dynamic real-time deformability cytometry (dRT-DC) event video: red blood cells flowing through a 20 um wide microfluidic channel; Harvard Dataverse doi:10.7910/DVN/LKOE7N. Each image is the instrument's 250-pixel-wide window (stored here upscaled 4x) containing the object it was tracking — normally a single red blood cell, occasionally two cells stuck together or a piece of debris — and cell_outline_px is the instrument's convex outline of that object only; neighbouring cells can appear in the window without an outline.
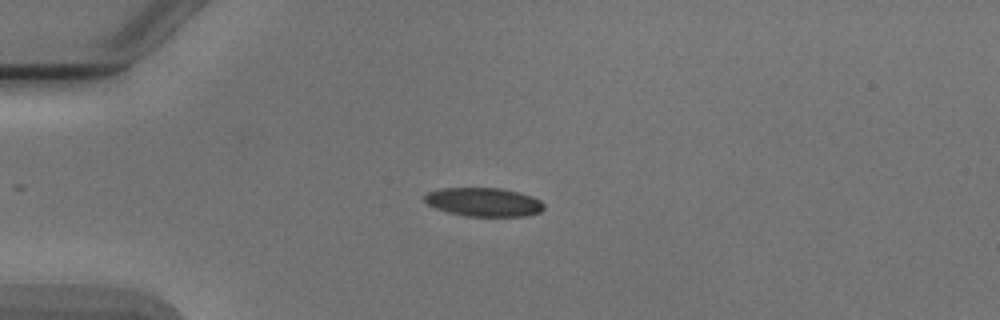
{"species": "Egyptian fruit bat (a non-hibernating species)", "species_latin": "Rousettus aegyptiacus", "temperature_condition": "cold", "stored_images_in_passage": 5, "camera_frame_rate_fps": 3000, "um_per_image_px": 0.085, "animal": {"sex": "male"}, "frame": {"image": 1, "passage_image": 1, "time_ms": 0.0, "image_size_px": [1000, 320], "cell_outline_px": [[544, 208], [540, 212], [528, 216], [464, 216], [448, 212], [436, 208], [428, 204], [424, 200], [424, 196], [428, 192], [440, 188], [500, 188], [520, 192], [532, 196], [540, 200], [544, 204]], "centroid_in_image_um": [41.13, 17.17], "position_along_channel_um": 43.9, "area_um2": 20.06}}
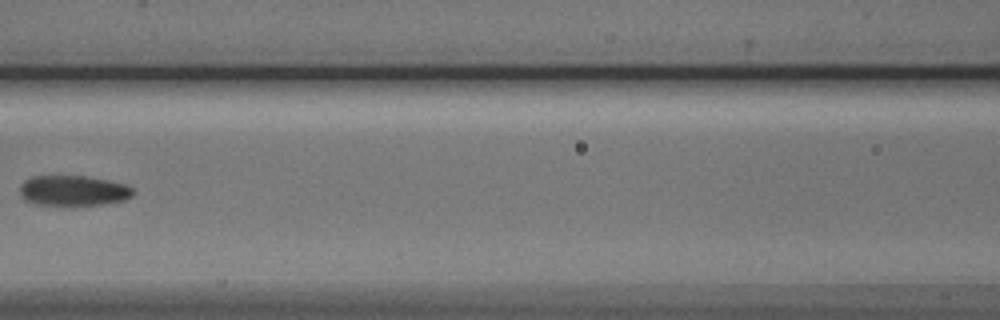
{"frame": {"image": 2, "passage_image": 4, "time_ms": 3.667, "image_size_px": [1000, 320], "cell_outline_px": [[136, 192], [132, 196], [124, 200], [100, 204], [72, 208], [36, 204], [24, 200], [20, 196], [20, 184], [24, 180], [32, 176], [84, 176], [108, 180], [124, 184], [132, 188]], "centroid_in_image_um": [6.19, 16.24], "position_along_channel_um": 160.4, "area_um2": 20.75}}
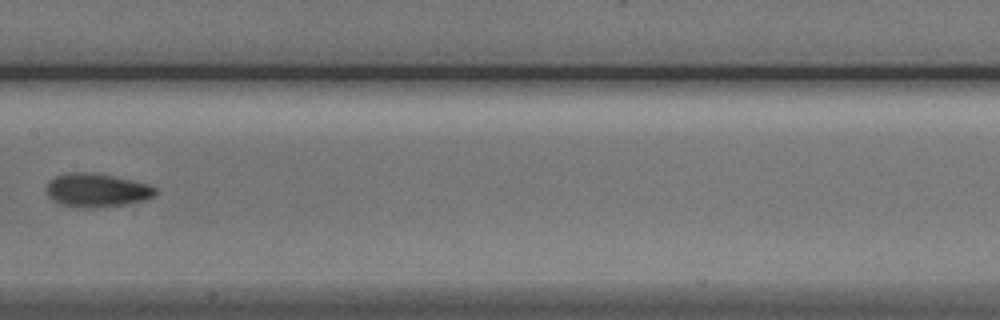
{"frame": {"image": 3, "passage_image": 5, "time_ms": 4.667, "image_size_px": [1000, 320], "cell_outline_px": [[156, 192], [152, 196], [144, 200], [124, 204], [92, 208], [84, 208], [60, 204], [52, 200], [48, 196], [44, 188], [48, 180], [64, 172], [92, 172], [132, 180], [148, 184], [156, 188]], "centroid_in_image_um": [8.14, 16.15], "position_along_channel_um": 199.3, "area_um2": 21.44}}